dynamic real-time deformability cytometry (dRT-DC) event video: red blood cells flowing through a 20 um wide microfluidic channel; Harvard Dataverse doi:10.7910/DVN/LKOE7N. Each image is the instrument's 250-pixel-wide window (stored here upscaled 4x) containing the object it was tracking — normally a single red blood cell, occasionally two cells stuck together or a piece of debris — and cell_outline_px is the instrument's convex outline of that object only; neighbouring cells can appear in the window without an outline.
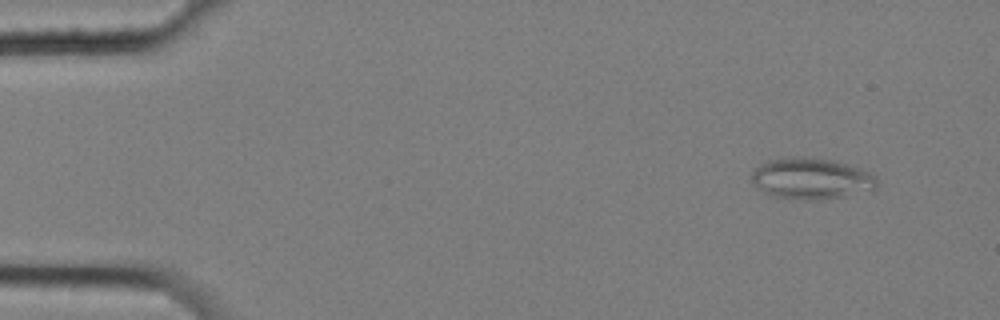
{"species": "common noctule bat (a hibernating species)", "species_latin": "Nyctalus noctula", "temperature_condition": "cold", "stored_images_in_passage": 10, "camera_frame_rate_fps": 3000, "um_per_image_px": 0.085, "animal": {"sex": "female", "body_mass_g": 25.1}, "frame": {"image": 1, "passage_image": 2, "time_ms": 0.333, "image_size_px": [1000, 320], "cell_outline_px": [[876, 188], [872, 192], [820, 200], [804, 200], [772, 196], [764, 192], [752, 180], [752, 172], [756, 168], [768, 160], [792, 156], [804, 156], [832, 160], [848, 164], [872, 172], [876, 176]], "centroid_in_image_um": [69.03, 15.18], "position_along_channel_um": 16.0, "area_um2": 30.46}}
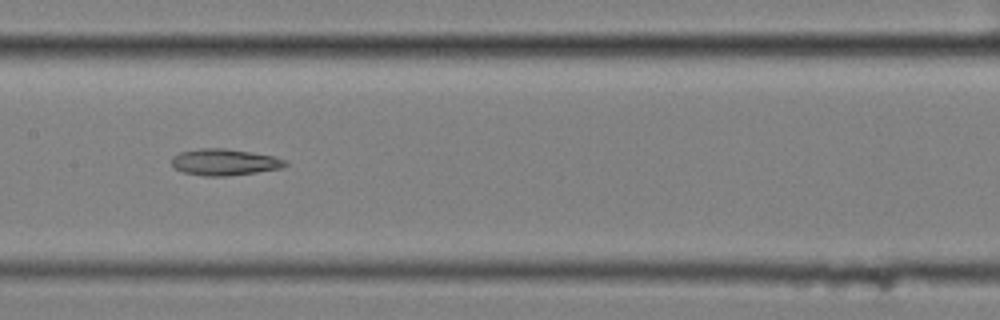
{"frame": {"image": 2, "passage_image": 9, "time_ms": 2.667, "image_size_px": [1000, 320], "cell_outline_px": [[288, 164], [284, 168], [228, 176], [204, 176], [184, 172], [176, 168], [172, 164], [172, 156], [180, 152], [200, 148], [224, 148], [252, 152], [272, 156], [288, 160]], "centroid_in_image_um": [19.12, 13.78], "position_along_channel_um": 188.3, "area_um2": 17.57}}
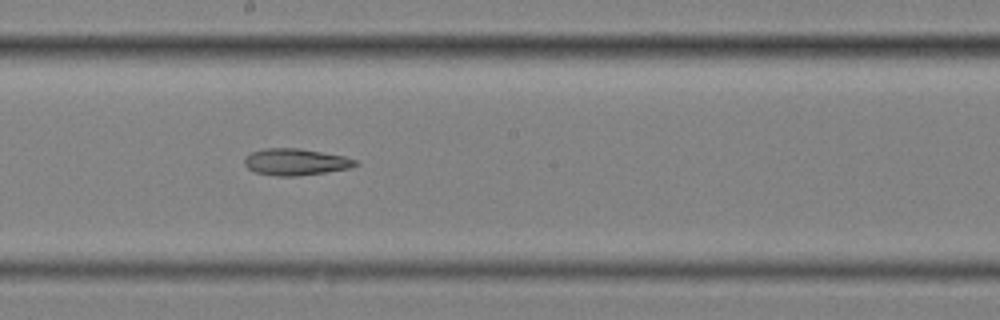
{"frame": {"image": 3, "passage_image": 10, "time_ms": 3.0, "image_size_px": [1000, 320], "cell_outline_px": [[360, 164], [352, 168], [296, 176], [276, 176], [256, 172], [248, 168], [244, 164], [244, 156], [252, 152], [264, 148], [300, 148], [344, 156], [356, 160]], "centroid_in_image_um": [25.13, 13.76], "position_along_channel_um": 223.1, "area_um2": 17.28}}